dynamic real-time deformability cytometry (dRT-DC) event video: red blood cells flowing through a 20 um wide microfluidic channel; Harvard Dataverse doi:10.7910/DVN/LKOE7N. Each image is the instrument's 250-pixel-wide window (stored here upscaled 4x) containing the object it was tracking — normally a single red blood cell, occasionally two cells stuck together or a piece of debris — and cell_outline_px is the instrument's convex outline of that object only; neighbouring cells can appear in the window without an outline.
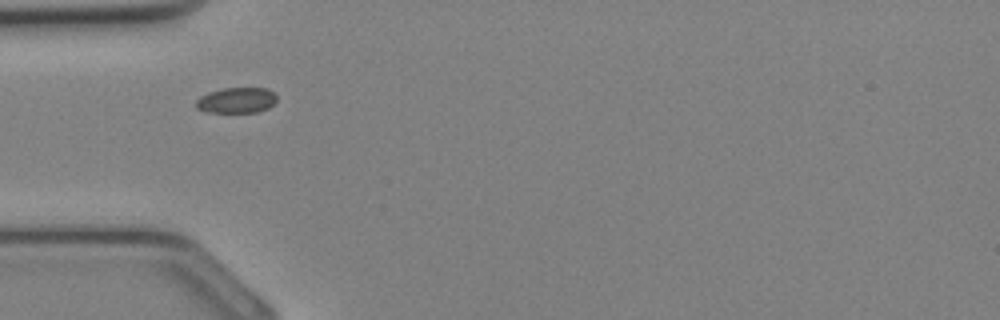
{"species": "Egyptian fruit bat (a non-hibernating species)", "species_latin": "Rousettus aegyptiacus", "temperature_condition": "cold", "stored_images_in_passage": 25, "camera_frame_rate_fps": 3000, "um_per_image_px": 0.085, "animal": {"sex": "female"}, "frame": {"image": 1, "passage_image": 1, "time_ms": 0.0, "image_size_px": [1000, 320], "cell_outline_px": [[276, 100], [268, 108], [256, 112], [204, 112], [196, 108], [196, 100], [200, 96], [208, 92], [224, 88], [268, 88], [276, 96]], "centroid_in_image_um": [20.07, 8.52], "position_along_channel_um": 64.9, "area_um2": 12.02}}
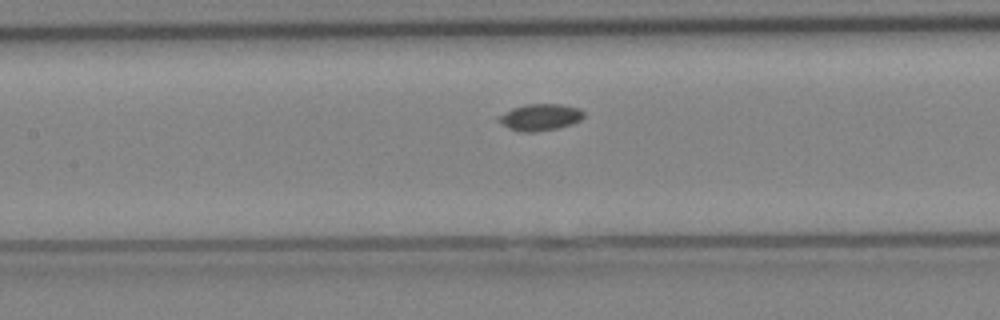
{"frame": {"image": 2, "passage_image": 6, "time_ms": 1.667, "image_size_px": [1000, 320], "cell_outline_px": [[584, 116], [580, 120], [572, 124], [556, 128], [536, 132], [520, 132], [508, 128], [496, 120], [496, 116], [512, 108], [528, 104], [560, 104], [580, 108], [584, 112]], "centroid_in_image_um": [45.88, 9.96], "position_along_channel_um": 161.5, "area_um2": 13.35}}
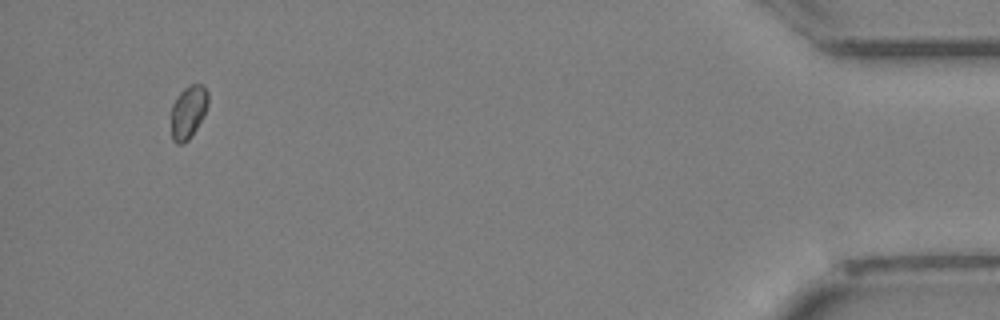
{"frame": {"image": 3, "passage_image": 23, "time_ms": 7.333, "image_size_px": [1000, 320], "cell_outline_px": [[208, 104], [204, 116], [188, 140], [180, 144], [176, 144], [172, 140], [172, 104], [180, 92], [184, 88], [192, 84], [204, 84], [208, 92]], "centroid_in_image_um": [16.02, 9.5], "position_along_channel_um": 419.2, "area_um2": 11.39}}